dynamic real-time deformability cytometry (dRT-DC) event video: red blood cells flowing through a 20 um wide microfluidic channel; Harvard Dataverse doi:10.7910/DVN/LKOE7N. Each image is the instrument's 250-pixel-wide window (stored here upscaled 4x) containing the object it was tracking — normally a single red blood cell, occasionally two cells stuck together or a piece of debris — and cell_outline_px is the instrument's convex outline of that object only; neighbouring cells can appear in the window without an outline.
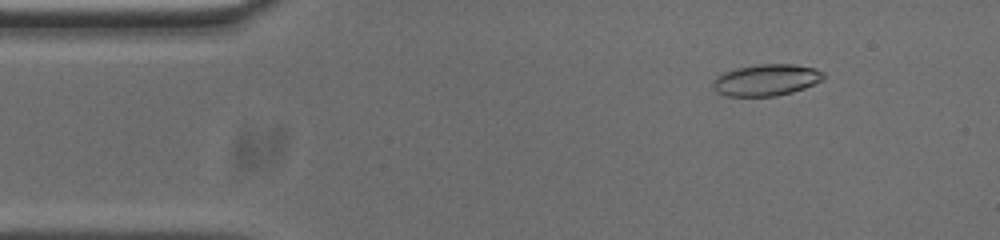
{"species": "common noctule bat (a hibernating species)", "species_latin": "Nyctalus noctula", "temperature_condition": "cold", "stored_images_in_passage": 53, "camera_frame_rate_fps": 3000, "um_per_image_px": 0.085, "animal": {"sex": "male", "body_mass_g": 20.0, "forearm_length_mm": 53.3}, "frame": {"image": 1, "passage_image": 6, "time_ms": 1.667, "image_size_px": [1000, 240], "cell_outline_px": [[824, 80], [804, 88], [792, 92], [776, 96], [728, 96], [716, 92], [712, 88], [712, 84], [716, 76], [724, 72], [736, 68], [760, 64], [792, 64], [816, 68], [824, 72]], "centroid_in_image_um": [65.13, 6.8], "position_along_channel_um": 19.9, "area_um2": 20.46}}
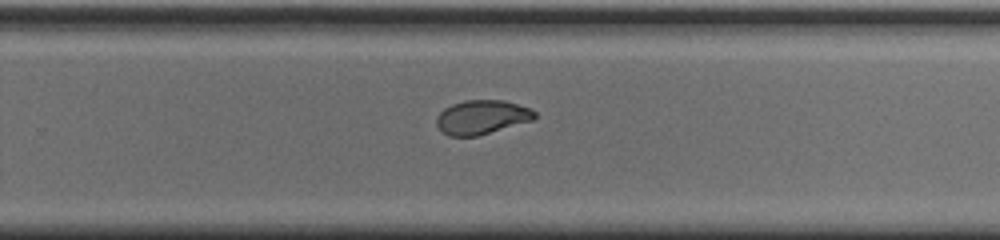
{"frame": {"image": 2, "passage_image": 33, "time_ms": 10.667, "image_size_px": [1000, 240], "cell_outline_px": [[536, 116], [532, 120], [476, 136], [448, 136], [436, 124], [436, 116], [444, 108], [452, 104], [464, 100], [504, 100], [532, 108], [536, 112]], "centroid_in_image_um": [40.95, 9.94], "position_along_channel_um": 288.9, "area_um2": 19.42}}
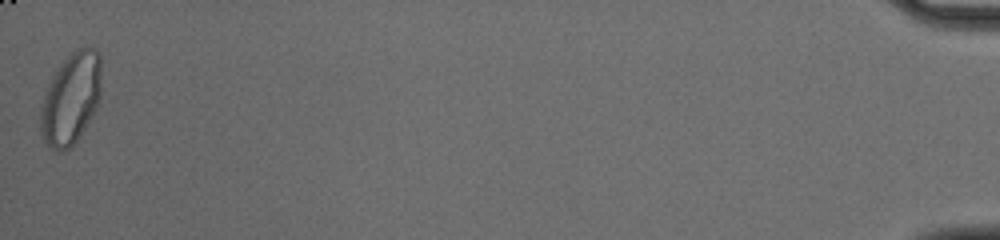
{"frame": {"image": 3, "passage_image": 53, "time_ms": 17.333, "image_size_px": [1000, 240], "cell_outline_px": [[100, 96], [96, 108], [92, 116], [76, 140], [68, 148], [60, 152], [48, 148], [40, 132], [40, 104], [44, 92], [52, 76], [68, 52], [80, 48], [96, 48], [100, 56]], "centroid_in_image_um": [5.99, 8.37], "position_along_channel_um": 429.2, "area_um2": 32.6}, "authors_computed_cell_mechanics": {"area_um2": 20.4034, "velocity_mm_per_s": 3.7292, "shape_relaxation_time_tau1_ms": 4.7031, "shape_relaxation_time_tau2_ms": 1.4913, "deformation_change_tau1": 0.1505, "deformation_change_tau2": 0.0543}}